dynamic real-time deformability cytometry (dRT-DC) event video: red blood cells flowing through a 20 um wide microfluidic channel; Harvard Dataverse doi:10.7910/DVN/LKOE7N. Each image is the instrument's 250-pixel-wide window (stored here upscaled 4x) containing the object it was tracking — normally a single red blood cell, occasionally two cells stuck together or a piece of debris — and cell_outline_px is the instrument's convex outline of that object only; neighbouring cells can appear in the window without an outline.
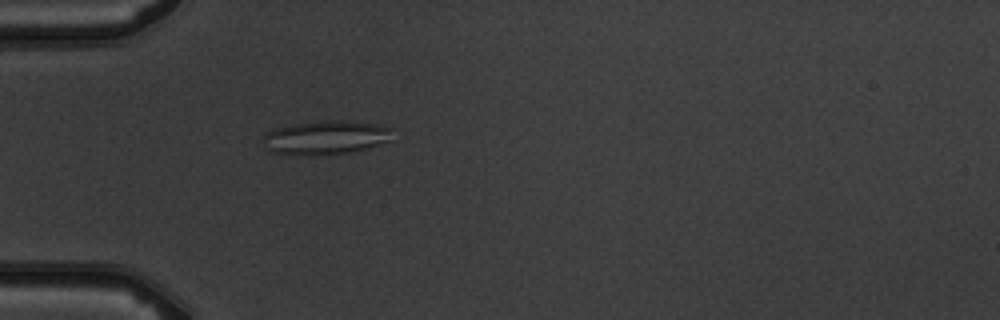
{"species": "common noctule bat (a hibernating species)", "species_latin": "Nyctalus noctula", "temperature_condition": "warm", "stored_images_in_passage": 5, "camera_frame_rate_fps": 3000, "um_per_image_px": 0.085, "animal": {"sex": "male", "body_mass_g": 19.5, "forearm_length_mm": 54.6}, "frame": {"image": 1, "passage_image": 5, "time_ms": 4.667, "image_size_px": [1000, 320], "cell_outline_px": [[396, 128], [392, 140], [364, 148], [348, 152], [300, 156], [272, 152], [260, 140], [268, 132], [276, 128], [296, 124], [324, 120], [340, 120], [376, 124]], "centroid_in_image_um": [27.72, 11.68], "position_along_channel_um": 57.3, "area_um2": 25.49}}